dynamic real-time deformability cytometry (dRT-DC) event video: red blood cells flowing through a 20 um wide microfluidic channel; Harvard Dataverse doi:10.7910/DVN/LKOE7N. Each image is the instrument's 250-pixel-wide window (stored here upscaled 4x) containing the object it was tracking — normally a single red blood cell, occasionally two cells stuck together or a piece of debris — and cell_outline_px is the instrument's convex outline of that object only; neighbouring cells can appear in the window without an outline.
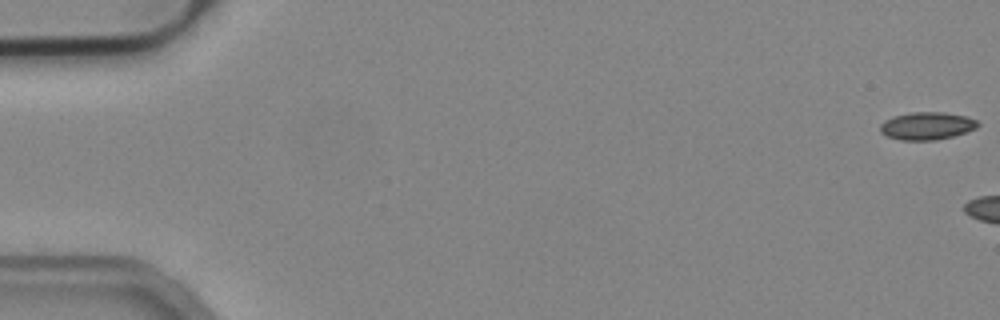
{"species": "common noctule bat (a hibernating species)", "species_latin": "Nyctalus noctula", "temperature_condition": "cold", "stored_images_in_passage": 6, "camera_frame_rate_fps": 3000, "um_per_image_px": 0.085, "animal": {"sex": "male", "body_mass_g": 19.2, "forearm_length_mm": 51.8}, "frame": {"image": 1, "passage_image": 1, "time_ms": 0.0, "image_size_px": [1000, 320], "cell_outline_px": [[980, 124], [976, 128], [952, 136], [936, 140], [900, 140], [888, 136], [880, 132], [880, 124], [884, 120], [892, 116], [912, 112], [944, 112], [964, 116], [976, 120]], "centroid_in_image_um": [78.75, 10.69], "position_along_channel_um": 6.3, "area_um2": 15.66}}